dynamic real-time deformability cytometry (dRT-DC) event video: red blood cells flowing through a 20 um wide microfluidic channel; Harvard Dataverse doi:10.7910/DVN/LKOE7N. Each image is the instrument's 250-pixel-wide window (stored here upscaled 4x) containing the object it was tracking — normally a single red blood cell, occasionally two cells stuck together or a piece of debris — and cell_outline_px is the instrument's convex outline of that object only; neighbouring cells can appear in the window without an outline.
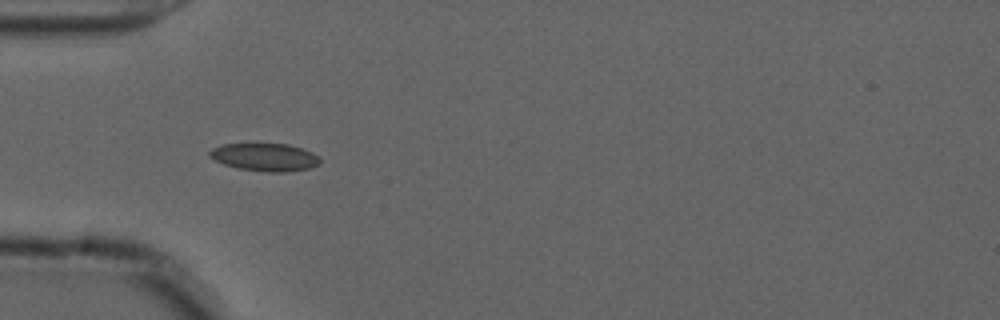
{"species": "common noctule bat (a hibernating species)", "species_latin": "Nyctalus noctula", "temperature_condition": "cold", "stored_images_in_passage": 7, "camera_frame_rate_fps": 3000, "um_per_image_px": 0.085, "animal": {"sex": "male", "forearm_length_mm": 52.5}, "frame": {"image": 1, "passage_image": 1, "time_ms": 0.0, "image_size_px": [1000, 320], "cell_outline_px": [[320, 164], [312, 168], [288, 172], [268, 172], [236, 168], [224, 164], [208, 156], [208, 152], [212, 148], [220, 144], [288, 144], [312, 152], [320, 156]], "centroid_in_image_um": [22.53, 13.36], "position_along_channel_um": 62.5, "area_um2": 18.03}}
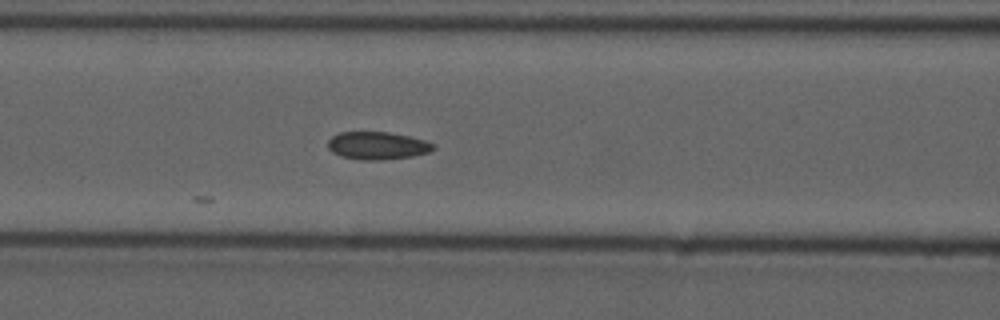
{"frame": {"image": 2, "passage_image": 7, "time_ms": 2.0, "image_size_px": [1000, 320], "cell_outline_px": [[436, 148], [428, 152], [412, 156], [380, 160], [360, 160], [340, 156], [332, 152], [328, 148], [328, 140], [332, 136], [340, 132], [388, 132], [408, 136], [424, 140], [436, 144]], "centroid_in_image_um": [32.07, 12.38], "position_along_channel_um": 134.5, "area_um2": 17.05}}